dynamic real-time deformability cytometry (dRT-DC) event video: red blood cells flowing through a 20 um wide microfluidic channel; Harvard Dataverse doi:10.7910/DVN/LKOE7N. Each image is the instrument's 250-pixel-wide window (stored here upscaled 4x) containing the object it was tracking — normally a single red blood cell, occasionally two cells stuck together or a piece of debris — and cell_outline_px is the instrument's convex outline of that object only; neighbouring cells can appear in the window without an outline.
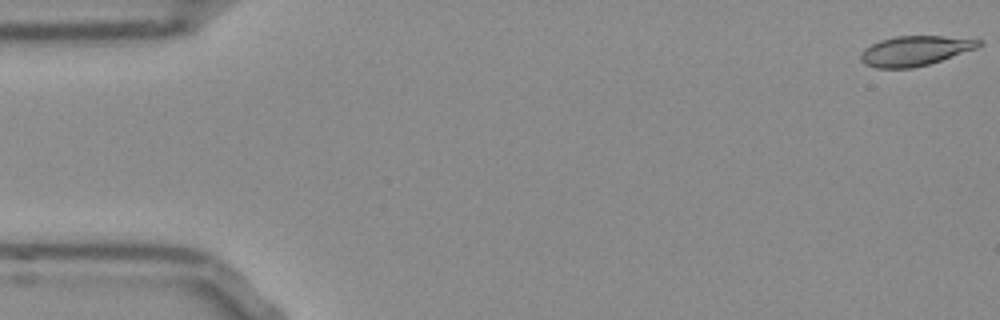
{"species": "Egyptian fruit bat (a non-hibernating species)", "species_latin": "Rousettus aegyptiacus", "temperature_condition": "room temperature", "stored_images_in_passage": 9, "camera_frame_rate_fps": 3000, "um_per_image_px": 0.085, "frame": {"image": 1, "passage_image": 1, "time_ms": 0.0, "image_size_px": [1000, 320], "cell_outline_px": [[984, 44], [976, 48], [928, 64], [912, 68], [876, 68], [864, 64], [860, 60], [860, 52], [864, 48], [880, 40], [896, 36], [944, 36], [984, 40]], "centroid_in_image_um": [77.75, 4.31], "position_along_channel_um": 7.2, "area_um2": 20.52}}